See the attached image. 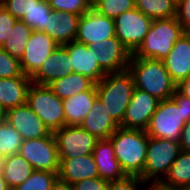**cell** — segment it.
Returning <instances> with one entry per match:
<instances>
[{"label": "cell", "instance_id": "cell-1", "mask_svg": "<svg viewBox=\"0 0 190 190\" xmlns=\"http://www.w3.org/2000/svg\"><path fill=\"white\" fill-rule=\"evenodd\" d=\"M126 176L142 175L149 136L145 130L118 127L108 138Z\"/></svg>", "mask_w": 190, "mask_h": 190}, {"label": "cell", "instance_id": "cell-2", "mask_svg": "<svg viewBox=\"0 0 190 190\" xmlns=\"http://www.w3.org/2000/svg\"><path fill=\"white\" fill-rule=\"evenodd\" d=\"M135 88L148 92L158 100L170 99L176 83L165 69L162 60L145 59L131 55L128 64Z\"/></svg>", "mask_w": 190, "mask_h": 190}, {"label": "cell", "instance_id": "cell-3", "mask_svg": "<svg viewBox=\"0 0 190 190\" xmlns=\"http://www.w3.org/2000/svg\"><path fill=\"white\" fill-rule=\"evenodd\" d=\"M134 89L133 77L128 69L108 73L96 83L97 98L119 126L123 122Z\"/></svg>", "mask_w": 190, "mask_h": 190}, {"label": "cell", "instance_id": "cell-4", "mask_svg": "<svg viewBox=\"0 0 190 190\" xmlns=\"http://www.w3.org/2000/svg\"><path fill=\"white\" fill-rule=\"evenodd\" d=\"M184 32L177 17L153 19L148 33L132 56L163 60Z\"/></svg>", "mask_w": 190, "mask_h": 190}, {"label": "cell", "instance_id": "cell-5", "mask_svg": "<svg viewBox=\"0 0 190 190\" xmlns=\"http://www.w3.org/2000/svg\"><path fill=\"white\" fill-rule=\"evenodd\" d=\"M180 152L179 142L149 136L146 163L139 178L145 184L162 182Z\"/></svg>", "mask_w": 190, "mask_h": 190}, {"label": "cell", "instance_id": "cell-6", "mask_svg": "<svg viewBox=\"0 0 190 190\" xmlns=\"http://www.w3.org/2000/svg\"><path fill=\"white\" fill-rule=\"evenodd\" d=\"M26 104L42 120L50 132L65 126L63 100L48 85L31 83Z\"/></svg>", "mask_w": 190, "mask_h": 190}, {"label": "cell", "instance_id": "cell-7", "mask_svg": "<svg viewBox=\"0 0 190 190\" xmlns=\"http://www.w3.org/2000/svg\"><path fill=\"white\" fill-rule=\"evenodd\" d=\"M185 123L181 107H178L176 102L170 98L159 101L145 131L151 137L179 142Z\"/></svg>", "mask_w": 190, "mask_h": 190}, {"label": "cell", "instance_id": "cell-8", "mask_svg": "<svg viewBox=\"0 0 190 190\" xmlns=\"http://www.w3.org/2000/svg\"><path fill=\"white\" fill-rule=\"evenodd\" d=\"M18 154L28 161L34 170L59 173L60 158L53 132L46 137L23 140Z\"/></svg>", "mask_w": 190, "mask_h": 190}, {"label": "cell", "instance_id": "cell-9", "mask_svg": "<svg viewBox=\"0 0 190 190\" xmlns=\"http://www.w3.org/2000/svg\"><path fill=\"white\" fill-rule=\"evenodd\" d=\"M152 22L153 19L134 7L114 19L115 36L132 54L142 43Z\"/></svg>", "mask_w": 190, "mask_h": 190}, {"label": "cell", "instance_id": "cell-10", "mask_svg": "<svg viewBox=\"0 0 190 190\" xmlns=\"http://www.w3.org/2000/svg\"><path fill=\"white\" fill-rule=\"evenodd\" d=\"M59 158H74L92 154L98 139L81 126H63L55 130Z\"/></svg>", "mask_w": 190, "mask_h": 190}, {"label": "cell", "instance_id": "cell-11", "mask_svg": "<svg viewBox=\"0 0 190 190\" xmlns=\"http://www.w3.org/2000/svg\"><path fill=\"white\" fill-rule=\"evenodd\" d=\"M96 53L100 68L106 73L122 72L128 69L131 53L114 36L103 41L93 42L89 45Z\"/></svg>", "mask_w": 190, "mask_h": 190}, {"label": "cell", "instance_id": "cell-12", "mask_svg": "<svg viewBox=\"0 0 190 190\" xmlns=\"http://www.w3.org/2000/svg\"><path fill=\"white\" fill-rule=\"evenodd\" d=\"M58 46L48 34L33 30L19 60L22 73L32 77Z\"/></svg>", "mask_w": 190, "mask_h": 190}, {"label": "cell", "instance_id": "cell-13", "mask_svg": "<svg viewBox=\"0 0 190 190\" xmlns=\"http://www.w3.org/2000/svg\"><path fill=\"white\" fill-rule=\"evenodd\" d=\"M114 36V19L97 13L93 8L80 16L76 42L89 46Z\"/></svg>", "mask_w": 190, "mask_h": 190}, {"label": "cell", "instance_id": "cell-14", "mask_svg": "<svg viewBox=\"0 0 190 190\" xmlns=\"http://www.w3.org/2000/svg\"><path fill=\"white\" fill-rule=\"evenodd\" d=\"M159 101L148 92L135 88L120 127L146 130Z\"/></svg>", "mask_w": 190, "mask_h": 190}, {"label": "cell", "instance_id": "cell-15", "mask_svg": "<svg viewBox=\"0 0 190 190\" xmlns=\"http://www.w3.org/2000/svg\"><path fill=\"white\" fill-rule=\"evenodd\" d=\"M5 121L21 135L23 140L38 139L51 133L27 104L5 111Z\"/></svg>", "mask_w": 190, "mask_h": 190}, {"label": "cell", "instance_id": "cell-16", "mask_svg": "<svg viewBox=\"0 0 190 190\" xmlns=\"http://www.w3.org/2000/svg\"><path fill=\"white\" fill-rule=\"evenodd\" d=\"M69 52L72 72L80 73L98 83L106 73L100 68L93 48L76 41L63 45Z\"/></svg>", "mask_w": 190, "mask_h": 190}, {"label": "cell", "instance_id": "cell-17", "mask_svg": "<svg viewBox=\"0 0 190 190\" xmlns=\"http://www.w3.org/2000/svg\"><path fill=\"white\" fill-rule=\"evenodd\" d=\"M72 73V65L68 50L59 45L47 57L38 71L31 77L32 82L39 85H49L54 80Z\"/></svg>", "mask_w": 190, "mask_h": 190}, {"label": "cell", "instance_id": "cell-18", "mask_svg": "<svg viewBox=\"0 0 190 190\" xmlns=\"http://www.w3.org/2000/svg\"><path fill=\"white\" fill-rule=\"evenodd\" d=\"M162 61L176 84L190 75V32L182 34Z\"/></svg>", "mask_w": 190, "mask_h": 190}, {"label": "cell", "instance_id": "cell-19", "mask_svg": "<svg viewBox=\"0 0 190 190\" xmlns=\"http://www.w3.org/2000/svg\"><path fill=\"white\" fill-rule=\"evenodd\" d=\"M80 16L70 12L52 10L42 32L48 34L57 44L66 45L75 41Z\"/></svg>", "mask_w": 190, "mask_h": 190}, {"label": "cell", "instance_id": "cell-20", "mask_svg": "<svg viewBox=\"0 0 190 190\" xmlns=\"http://www.w3.org/2000/svg\"><path fill=\"white\" fill-rule=\"evenodd\" d=\"M98 169L93 155L74 158H60L58 178L60 181L74 184L87 178H97Z\"/></svg>", "mask_w": 190, "mask_h": 190}, {"label": "cell", "instance_id": "cell-21", "mask_svg": "<svg viewBox=\"0 0 190 190\" xmlns=\"http://www.w3.org/2000/svg\"><path fill=\"white\" fill-rule=\"evenodd\" d=\"M92 155L101 179L109 182L120 180L126 176L116 158L113 144L109 139L98 140Z\"/></svg>", "mask_w": 190, "mask_h": 190}, {"label": "cell", "instance_id": "cell-22", "mask_svg": "<svg viewBox=\"0 0 190 190\" xmlns=\"http://www.w3.org/2000/svg\"><path fill=\"white\" fill-rule=\"evenodd\" d=\"M79 126L89 134L94 135L98 140L108 139L119 127L98 98H96L90 112Z\"/></svg>", "mask_w": 190, "mask_h": 190}, {"label": "cell", "instance_id": "cell-23", "mask_svg": "<svg viewBox=\"0 0 190 190\" xmlns=\"http://www.w3.org/2000/svg\"><path fill=\"white\" fill-rule=\"evenodd\" d=\"M30 76L22 73L14 78H0V106L5 110L26 104Z\"/></svg>", "mask_w": 190, "mask_h": 190}, {"label": "cell", "instance_id": "cell-24", "mask_svg": "<svg viewBox=\"0 0 190 190\" xmlns=\"http://www.w3.org/2000/svg\"><path fill=\"white\" fill-rule=\"evenodd\" d=\"M97 98L96 90H86L63 100L65 126H79Z\"/></svg>", "mask_w": 190, "mask_h": 190}, {"label": "cell", "instance_id": "cell-25", "mask_svg": "<svg viewBox=\"0 0 190 190\" xmlns=\"http://www.w3.org/2000/svg\"><path fill=\"white\" fill-rule=\"evenodd\" d=\"M48 86L61 100L86 90H96V83L93 80L74 72L54 80Z\"/></svg>", "mask_w": 190, "mask_h": 190}, {"label": "cell", "instance_id": "cell-26", "mask_svg": "<svg viewBox=\"0 0 190 190\" xmlns=\"http://www.w3.org/2000/svg\"><path fill=\"white\" fill-rule=\"evenodd\" d=\"M34 169L21 155L13 154L6 157V165L3 168L2 176L8 187L12 190L25 182Z\"/></svg>", "mask_w": 190, "mask_h": 190}, {"label": "cell", "instance_id": "cell-27", "mask_svg": "<svg viewBox=\"0 0 190 190\" xmlns=\"http://www.w3.org/2000/svg\"><path fill=\"white\" fill-rule=\"evenodd\" d=\"M32 31V28L24 21L17 20L1 48L7 51L12 57L20 60L25 52V47Z\"/></svg>", "mask_w": 190, "mask_h": 190}, {"label": "cell", "instance_id": "cell-28", "mask_svg": "<svg viewBox=\"0 0 190 190\" xmlns=\"http://www.w3.org/2000/svg\"><path fill=\"white\" fill-rule=\"evenodd\" d=\"M162 182L178 188L190 186V153H179Z\"/></svg>", "mask_w": 190, "mask_h": 190}, {"label": "cell", "instance_id": "cell-29", "mask_svg": "<svg viewBox=\"0 0 190 190\" xmlns=\"http://www.w3.org/2000/svg\"><path fill=\"white\" fill-rule=\"evenodd\" d=\"M135 7L151 19H168L177 14V5L171 0H135Z\"/></svg>", "mask_w": 190, "mask_h": 190}, {"label": "cell", "instance_id": "cell-30", "mask_svg": "<svg viewBox=\"0 0 190 190\" xmlns=\"http://www.w3.org/2000/svg\"><path fill=\"white\" fill-rule=\"evenodd\" d=\"M22 143L23 138L9 123L0 122V155L18 154Z\"/></svg>", "mask_w": 190, "mask_h": 190}, {"label": "cell", "instance_id": "cell-31", "mask_svg": "<svg viewBox=\"0 0 190 190\" xmlns=\"http://www.w3.org/2000/svg\"><path fill=\"white\" fill-rule=\"evenodd\" d=\"M58 179V173L34 170L25 182L12 190H51Z\"/></svg>", "mask_w": 190, "mask_h": 190}, {"label": "cell", "instance_id": "cell-32", "mask_svg": "<svg viewBox=\"0 0 190 190\" xmlns=\"http://www.w3.org/2000/svg\"><path fill=\"white\" fill-rule=\"evenodd\" d=\"M52 8L47 0H40L34 3L28 14H25L24 21L34 31H43L46 26L47 17L50 16Z\"/></svg>", "mask_w": 190, "mask_h": 190}, {"label": "cell", "instance_id": "cell-33", "mask_svg": "<svg viewBox=\"0 0 190 190\" xmlns=\"http://www.w3.org/2000/svg\"><path fill=\"white\" fill-rule=\"evenodd\" d=\"M135 7V0H98L92 8L99 14L115 19Z\"/></svg>", "mask_w": 190, "mask_h": 190}, {"label": "cell", "instance_id": "cell-34", "mask_svg": "<svg viewBox=\"0 0 190 190\" xmlns=\"http://www.w3.org/2000/svg\"><path fill=\"white\" fill-rule=\"evenodd\" d=\"M54 11L70 12L81 16L92 8L87 0H47Z\"/></svg>", "mask_w": 190, "mask_h": 190}, {"label": "cell", "instance_id": "cell-35", "mask_svg": "<svg viewBox=\"0 0 190 190\" xmlns=\"http://www.w3.org/2000/svg\"><path fill=\"white\" fill-rule=\"evenodd\" d=\"M21 74L19 60L0 47V78H14Z\"/></svg>", "mask_w": 190, "mask_h": 190}, {"label": "cell", "instance_id": "cell-36", "mask_svg": "<svg viewBox=\"0 0 190 190\" xmlns=\"http://www.w3.org/2000/svg\"><path fill=\"white\" fill-rule=\"evenodd\" d=\"M40 0H0L3 6L15 19L22 20L34 3Z\"/></svg>", "mask_w": 190, "mask_h": 190}, {"label": "cell", "instance_id": "cell-37", "mask_svg": "<svg viewBox=\"0 0 190 190\" xmlns=\"http://www.w3.org/2000/svg\"><path fill=\"white\" fill-rule=\"evenodd\" d=\"M146 184L137 176H125L120 180L109 181L107 190H145Z\"/></svg>", "mask_w": 190, "mask_h": 190}, {"label": "cell", "instance_id": "cell-38", "mask_svg": "<svg viewBox=\"0 0 190 190\" xmlns=\"http://www.w3.org/2000/svg\"><path fill=\"white\" fill-rule=\"evenodd\" d=\"M15 19L0 3V47L4 44L14 27Z\"/></svg>", "mask_w": 190, "mask_h": 190}, {"label": "cell", "instance_id": "cell-39", "mask_svg": "<svg viewBox=\"0 0 190 190\" xmlns=\"http://www.w3.org/2000/svg\"><path fill=\"white\" fill-rule=\"evenodd\" d=\"M74 190H107L108 181L97 178H87L72 184Z\"/></svg>", "mask_w": 190, "mask_h": 190}, {"label": "cell", "instance_id": "cell-40", "mask_svg": "<svg viewBox=\"0 0 190 190\" xmlns=\"http://www.w3.org/2000/svg\"><path fill=\"white\" fill-rule=\"evenodd\" d=\"M178 22L185 32H190V0H181L177 5Z\"/></svg>", "mask_w": 190, "mask_h": 190}, {"label": "cell", "instance_id": "cell-41", "mask_svg": "<svg viewBox=\"0 0 190 190\" xmlns=\"http://www.w3.org/2000/svg\"><path fill=\"white\" fill-rule=\"evenodd\" d=\"M171 98L176 102L178 107H181L183 120L188 122L190 120V99L181 95L177 90Z\"/></svg>", "mask_w": 190, "mask_h": 190}, {"label": "cell", "instance_id": "cell-42", "mask_svg": "<svg viewBox=\"0 0 190 190\" xmlns=\"http://www.w3.org/2000/svg\"><path fill=\"white\" fill-rule=\"evenodd\" d=\"M179 144L181 151L190 153V120L185 123L181 130Z\"/></svg>", "mask_w": 190, "mask_h": 190}, {"label": "cell", "instance_id": "cell-43", "mask_svg": "<svg viewBox=\"0 0 190 190\" xmlns=\"http://www.w3.org/2000/svg\"><path fill=\"white\" fill-rule=\"evenodd\" d=\"M176 90L183 96L190 99V75L176 84Z\"/></svg>", "mask_w": 190, "mask_h": 190}, {"label": "cell", "instance_id": "cell-44", "mask_svg": "<svg viewBox=\"0 0 190 190\" xmlns=\"http://www.w3.org/2000/svg\"><path fill=\"white\" fill-rule=\"evenodd\" d=\"M145 190H184V189L174 187V186H169L163 182H152V183L146 184Z\"/></svg>", "mask_w": 190, "mask_h": 190}, {"label": "cell", "instance_id": "cell-45", "mask_svg": "<svg viewBox=\"0 0 190 190\" xmlns=\"http://www.w3.org/2000/svg\"><path fill=\"white\" fill-rule=\"evenodd\" d=\"M51 190H74V189L71 184L62 182L58 179L53 185Z\"/></svg>", "mask_w": 190, "mask_h": 190}, {"label": "cell", "instance_id": "cell-46", "mask_svg": "<svg viewBox=\"0 0 190 190\" xmlns=\"http://www.w3.org/2000/svg\"><path fill=\"white\" fill-rule=\"evenodd\" d=\"M0 190H11L2 175H0Z\"/></svg>", "mask_w": 190, "mask_h": 190}, {"label": "cell", "instance_id": "cell-47", "mask_svg": "<svg viewBox=\"0 0 190 190\" xmlns=\"http://www.w3.org/2000/svg\"><path fill=\"white\" fill-rule=\"evenodd\" d=\"M5 165H6V156L0 155V175H2V171Z\"/></svg>", "mask_w": 190, "mask_h": 190}, {"label": "cell", "instance_id": "cell-48", "mask_svg": "<svg viewBox=\"0 0 190 190\" xmlns=\"http://www.w3.org/2000/svg\"><path fill=\"white\" fill-rule=\"evenodd\" d=\"M5 120V110L0 106V122Z\"/></svg>", "mask_w": 190, "mask_h": 190}, {"label": "cell", "instance_id": "cell-49", "mask_svg": "<svg viewBox=\"0 0 190 190\" xmlns=\"http://www.w3.org/2000/svg\"><path fill=\"white\" fill-rule=\"evenodd\" d=\"M89 2V4L92 6L94 5L95 2H97L98 0H87Z\"/></svg>", "mask_w": 190, "mask_h": 190}, {"label": "cell", "instance_id": "cell-50", "mask_svg": "<svg viewBox=\"0 0 190 190\" xmlns=\"http://www.w3.org/2000/svg\"><path fill=\"white\" fill-rule=\"evenodd\" d=\"M174 4L178 5L181 0H171Z\"/></svg>", "mask_w": 190, "mask_h": 190}, {"label": "cell", "instance_id": "cell-51", "mask_svg": "<svg viewBox=\"0 0 190 190\" xmlns=\"http://www.w3.org/2000/svg\"><path fill=\"white\" fill-rule=\"evenodd\" d=\"M184 190H190V186L183 188Z\"/></svg>", "mask_w": 190, "mask_h": 190}]
</instances>
